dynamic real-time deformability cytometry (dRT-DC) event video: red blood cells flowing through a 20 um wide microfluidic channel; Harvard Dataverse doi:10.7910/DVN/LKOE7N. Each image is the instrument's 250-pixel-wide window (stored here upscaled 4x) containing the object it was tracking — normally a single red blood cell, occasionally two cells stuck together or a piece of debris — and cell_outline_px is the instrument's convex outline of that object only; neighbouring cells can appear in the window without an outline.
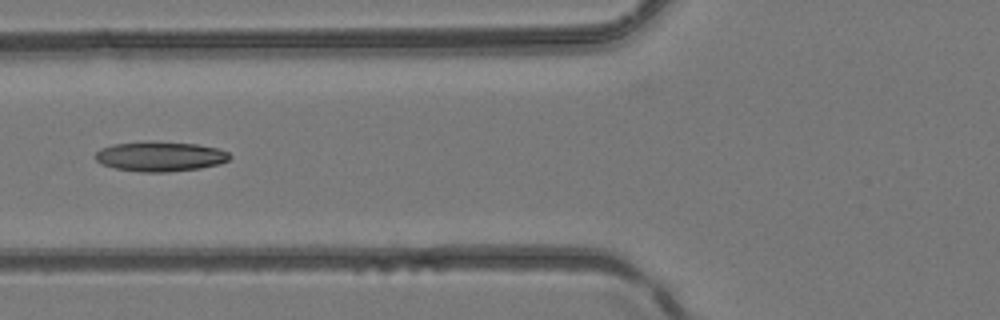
{"species": "common noctule bat (a hibernating species)", "species_latin": "Nyctalus noctula", "temperature_condition": "room temperature", "stored_images_in_passage": 5, "camera_frame_rate_fps": 3000, "um_per_image_px": 0.085, "animal": {"sex": "female", "body_mass_g": 24.6, "forearm_length_mm": 56.2}, "frame": {"image": 1, "passage_image": 5, "time_ms": 1.333, "image_size_px": [1000, 320], "cell_outline_px": [[232, 156], [228, 160], [220, 164], [200, 168], [168, 172], [140, 172], [116, 168], [100, 164], [96, 160], [96, 152], [100, 148], [112, 144], [196, 144], [216, 148], [228, 152]], "centroid_in_image_um": [13.63, 13.35], "position_along_channel_um": 112.2, "area_um2": 22.43}}